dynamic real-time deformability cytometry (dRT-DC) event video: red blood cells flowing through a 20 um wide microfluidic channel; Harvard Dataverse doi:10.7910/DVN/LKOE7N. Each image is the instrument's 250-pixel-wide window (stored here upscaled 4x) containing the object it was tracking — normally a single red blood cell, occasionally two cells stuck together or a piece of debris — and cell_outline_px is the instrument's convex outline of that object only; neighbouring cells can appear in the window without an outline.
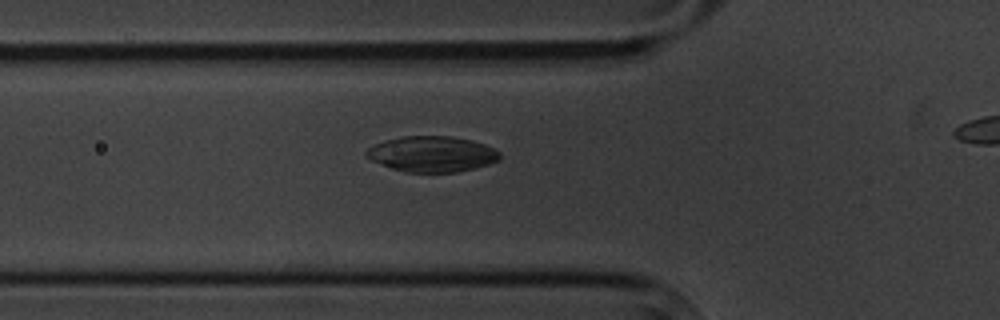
{"species": "common noctule bat (a hibernating species)", "species_latin": "Nyctalus noctula", "temperature_condition": "cold", "stored_images_in_passage": 4, "camera_frame_rate_fps": 3000, "um_per_image_px": 0.085, "animal": {"sex": "male", "body_mass_g": 20.1, "forearm_length_mm": 53.5}, "frame": {"image": 1, "passage_image": 4, "time_ms": 3.667, "image_size_px": [1000, 320], "cell_outline_px": [[500, 160], [476, 168], [456, 172], [404, 172], [380, 164], [364, 156], [364, 152], [368, 148], [384, 140], [404, 136], [452, 136], [472, 140], [484, 144], [500, 152]], "centroid_in_image_um": [36.71, 13.09], "position_along_channel_um": 89.1, "area_um2": 27.8}}